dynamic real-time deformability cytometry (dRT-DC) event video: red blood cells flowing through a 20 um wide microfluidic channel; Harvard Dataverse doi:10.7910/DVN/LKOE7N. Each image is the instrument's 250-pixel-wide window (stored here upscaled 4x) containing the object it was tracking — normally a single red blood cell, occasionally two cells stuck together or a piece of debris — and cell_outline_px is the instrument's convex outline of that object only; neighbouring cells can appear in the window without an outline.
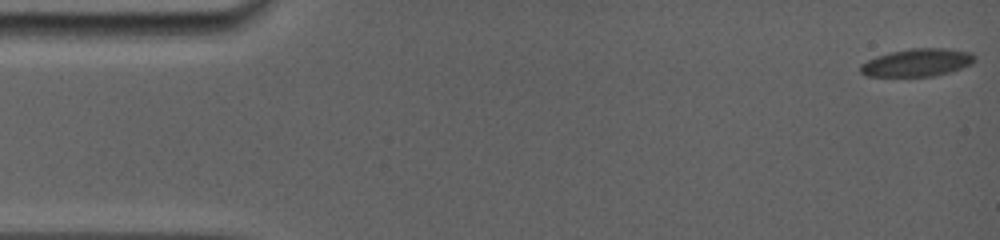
{"species": "common noctule bat (a hibernating species)", "species_latin": "Nyctalus noctula", "temperature_condition": "room temperature", "stored_images_in_passage": 36, "camera_frame_rate_fps": 5000, "um_per_image_px": 0.085, "animal": {"sex": "female", "body_mass_g": 19.0, "forearm_length_mm": 56.7}, "frame": {"image": 1, "passage_image": 1, "time_ms": 0.0, "image_size_px": [1000, 240], "cell_outline_px": [[976, 60], [972, 64], [948, 72], [932, 76], [868, 76], [860, 72], [860, 64], [876, 56], [892, 52], [912, 48], [948, 48], [972, 52], [976, 56]], "centroid_in_image_um": [77.99, 5.31], "position_along_channel_um": 7.0, "area_um2": 18.44}}
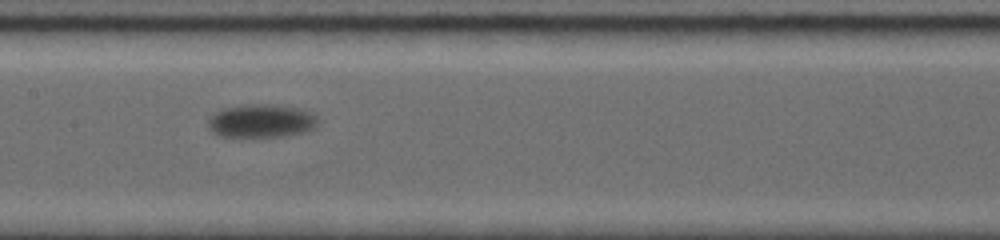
{"frame": {"image": 2, "passage_image": 16, "time_ms": 8.6, "image_size_px": [1000, 240], "cell_outline_px": [[320, 120], [312, 128], [304, 132], [288, 136], [220, 136], [212, 132], [208, 128], [208, 120], [216, 112], [224, 108], [240, 104], [268, 104], [300, 108], [312, 112]], "centroid_in_image_um": [22.22, 10.26], "position_along_channel_um": 185.2, "area_um2": 21.39}}
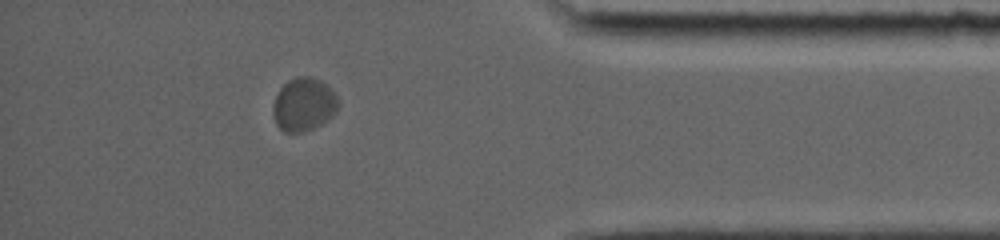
{"frame": {"image": 3, "passage_image": 31, "time_ms": 15.4, "image_size_px": [1000, 240], "cell_outline_px": [[340, 104], [336, 112], [328, 120], [304, 132], [284, 132], [276, 124], [272, 112], [272, 104], [280, 88], [288, 80], [296, 76], [312, 76], [320, 80], [336, 96]], "centroid_in_image_um": [25.8, 8.88], "position_along_channel_um": 409.4, "area_um2": 20.29}}